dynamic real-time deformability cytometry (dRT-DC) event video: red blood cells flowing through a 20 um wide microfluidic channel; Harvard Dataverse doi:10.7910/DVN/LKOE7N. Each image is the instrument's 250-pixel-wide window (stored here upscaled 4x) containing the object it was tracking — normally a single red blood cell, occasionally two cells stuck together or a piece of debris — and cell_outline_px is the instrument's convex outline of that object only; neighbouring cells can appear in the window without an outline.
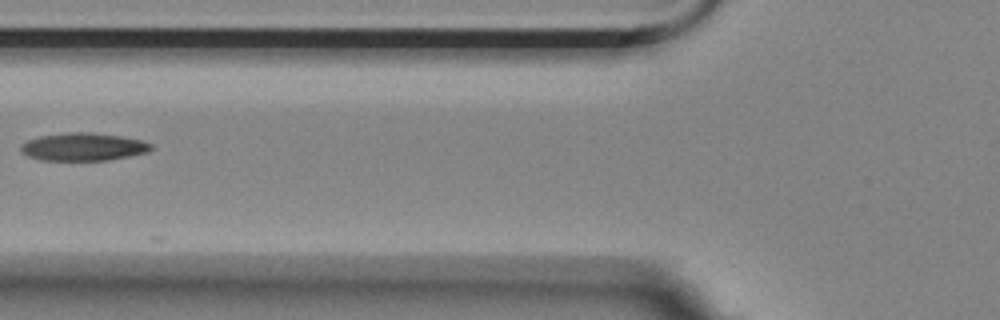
{"species": "Egyptian fruit bat (a non-hibernating species)", "species_latin": "Rousettus aegyptiacus", "temperature_condition": "room temperature", "stored_images_in_passage": 8, "camera_frame_rate_fps": 3000, "um_per_image_px": 0.085, "animal": {"sex": "female"}, "frame": {"image": 1, "passage_image": 6, "time_ms": 6.667, "image_size_px": [1000, 320], "cell_outline_px": [[152, 148], [148, 152], [108, 160], [40, 160], [28, 156], [20, 152], [20, 144], [28, 140], [40, 136], [68, 132], [92, 132], [120, 136], [140, 140], [152, 144]], "centroid_in_image_um": [7.04, 12.48], "position_along_channel_um": 118.8, "area_um2": 21.1}}
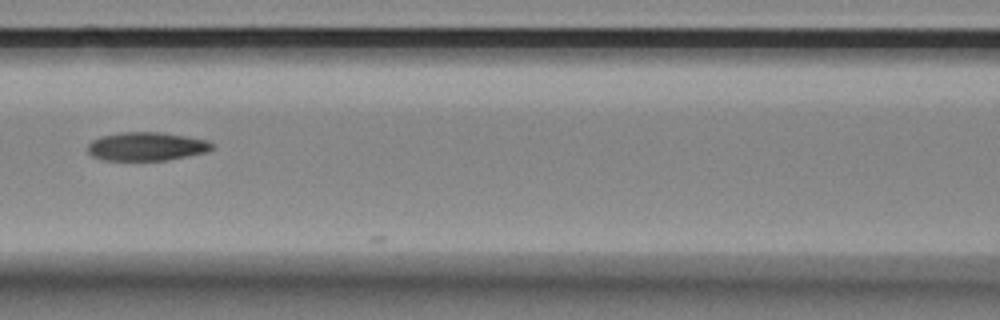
{"frame": {"image": 2, "passage_image": 7, "time_ms": 7.667, "image_size_px": [1000, 320], "cell_outline_px": [[212, 148], [208, 152], [164, 160], [104, 160], [92, 156], [88, 152], [88, 144], [92, 140], [100, 136], [120, 132], [160, 132], [208, 140], [212, 144]], "centroid_in_image_um": [12.42, 12.44], "position_along_channel_um": 154.2, "area_um2": 20.58}}